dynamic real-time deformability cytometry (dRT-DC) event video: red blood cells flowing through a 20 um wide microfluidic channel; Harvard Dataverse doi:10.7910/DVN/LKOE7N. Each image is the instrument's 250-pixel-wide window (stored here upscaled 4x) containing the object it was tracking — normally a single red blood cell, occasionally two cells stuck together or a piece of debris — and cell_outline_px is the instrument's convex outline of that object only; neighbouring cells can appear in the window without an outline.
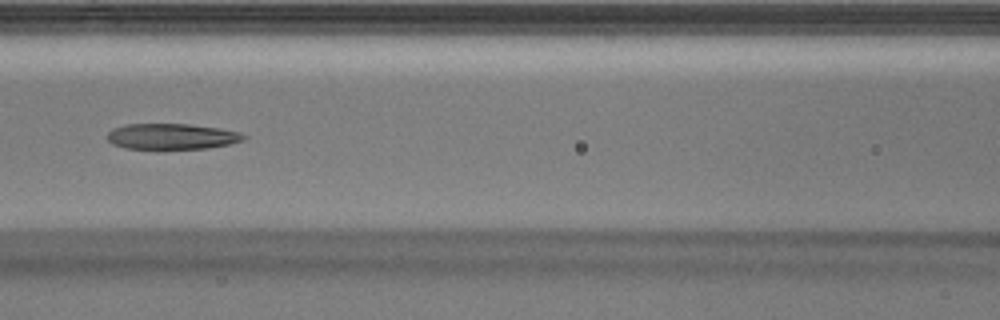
{"species": "Egyptian fruit bat (a non-hibernating species)", "species_latin": "Rousettus aegyptiacus", "temperature_condition": "warm", "stored_images_in_passage": 34, "camera_frame_rate_fps": 3000, "um_per_image_px": 0.085, "animal": {"sex": "male"}, "frame": {"image": 1, "passage_image": 10, "time_ms": 3.0, "image_size_px": [1000, 320], "cell_outline_px": [[248, 136], [244, 140], [228, 144], [208, 148], [124, 148], [112, 144], [108, 140], [108, 132], [112, 128], [128, 124], [188, 124], [220, 128], [240, 132]], "centroid_in_image_um": [14.61, 11.59], "position_along_channel_um": 152.0, "area_um2": 20.35}}
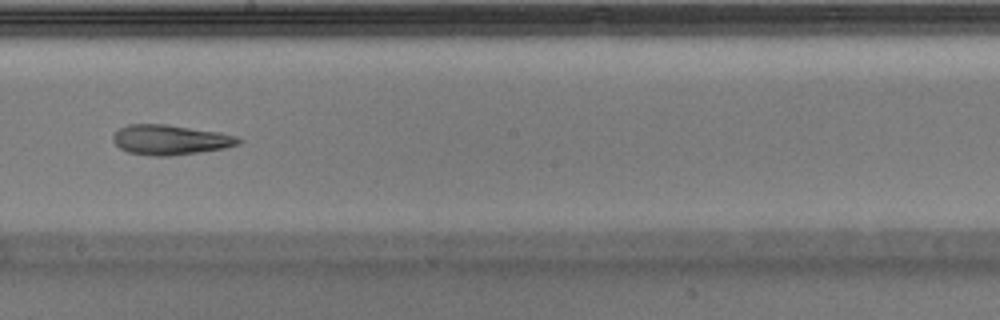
{"frame": {"image": 2, "passage_image": 15, "time_ms": 4.667, "image_size_px": [1000, 320], "cell_outline_px": [[244, 140], [240, 144], [224, 148], [168, 156], [152, 156], [128, 152], [120, 148], [112, 140], [112, 136], [120, 128], [128, 124], [168, 124], [220, 132], [236, 136]], "centroid_in_image_um": [14.48, 11.87], "position_along_channel_um": 233.7, "area_um2": 21.91}}
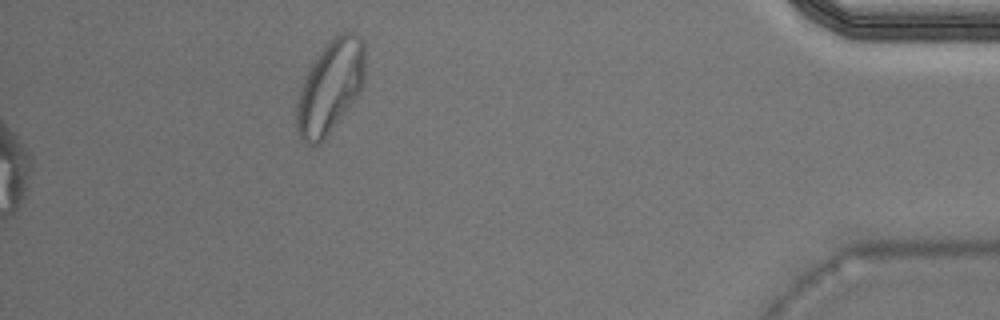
{"frame": {"image": 3, "passage_image": 34, "time_ms": 11.0, "image_size_px": [1000, 320], "cell_outline_px": [[364, 80], [360, 92], [324, 140], [320, 144], [308, 144], [300, 140], [296, 128], [296, 104], [304, 80], [312, 64], [320, 52], [340, 32], [356, 32], [364, 40]], "centroid_in_image_um": [28.07, 7.41], "position_along_channel_um": 407.1, "area_um2": 36.65}}